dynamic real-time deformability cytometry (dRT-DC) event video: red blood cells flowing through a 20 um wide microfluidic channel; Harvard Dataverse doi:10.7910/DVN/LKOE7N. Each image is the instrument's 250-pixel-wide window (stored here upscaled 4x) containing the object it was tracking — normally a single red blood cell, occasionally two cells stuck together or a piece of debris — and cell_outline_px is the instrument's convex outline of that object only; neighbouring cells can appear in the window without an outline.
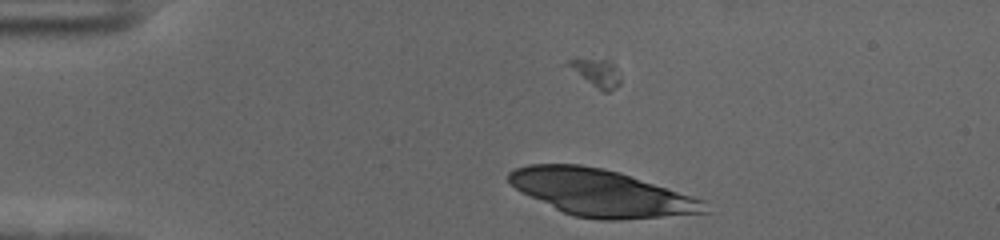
{"species": "human", "species_latin": "Homo sapiens", "temperature_condition": "cold", "stored_images_in_passage": 20, "camera_frame_rate_fps": 3000, "um_per_image_px": 0.085, "donor": {"sex": "female"}, "frame": {"image": 1, "passage_image": 10, "time_ms": 3.0, "image_size_px": [1000, 240], "cell_outline_px": [[712, 212], [620, 220], [600, 220], [576, 216], [564, 212], [516, 188], [508, 180], [508, 172], [516, 168], [528, 164], [580, 164], [604, 168], [620, 172], [704, 200]], "centroid_in_image_um": [51.15, 16.38], "position_along_channel_um": 33.9, "area_um2": 52.66}}